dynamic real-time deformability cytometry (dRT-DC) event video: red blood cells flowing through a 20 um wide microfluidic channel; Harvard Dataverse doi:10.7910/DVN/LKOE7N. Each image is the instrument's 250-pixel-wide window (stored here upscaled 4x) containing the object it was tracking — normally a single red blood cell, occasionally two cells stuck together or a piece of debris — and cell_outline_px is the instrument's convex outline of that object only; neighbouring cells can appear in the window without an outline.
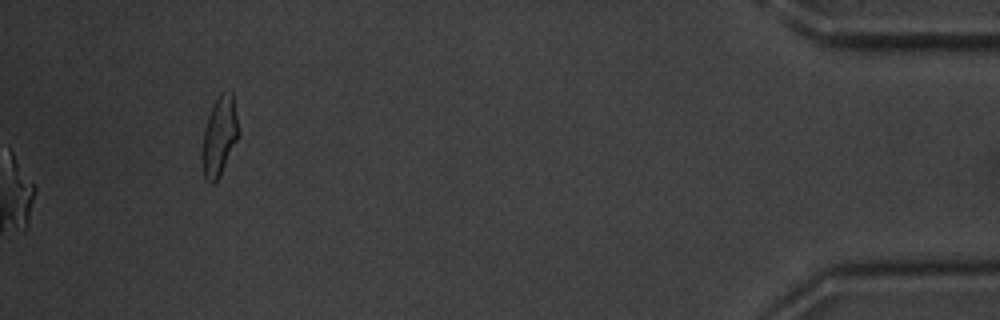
{"species": "common noctule bat (a hibernating species)", "species_latin": "Nyctalus noctula", "temperature_condition": "warm", "stored_images_in_passage": 54, "camera_frame_rate_fps": 3000, "um_per_image_px": 0.085, "animal": {"sex": "male", "body_mass_g": 20.1, "forearm_length_mm": 53.5}, "frame": {"image": 1, "passage_image": 54, "time_ms": 17.667, "image_size_px": [1000, 320], "cell_outline_px": [[236, 140], [220, 176], [212, 184], [204, 176], [200, 160], [200, 152], [204, 132], [208, 116], [212, 104], [220, 92], [232, 92], [236, 116]], "centroid_in_image_um": [18.58, 11.59], "position_along_channel_um": 416.6, "area_um2": 16.42}}